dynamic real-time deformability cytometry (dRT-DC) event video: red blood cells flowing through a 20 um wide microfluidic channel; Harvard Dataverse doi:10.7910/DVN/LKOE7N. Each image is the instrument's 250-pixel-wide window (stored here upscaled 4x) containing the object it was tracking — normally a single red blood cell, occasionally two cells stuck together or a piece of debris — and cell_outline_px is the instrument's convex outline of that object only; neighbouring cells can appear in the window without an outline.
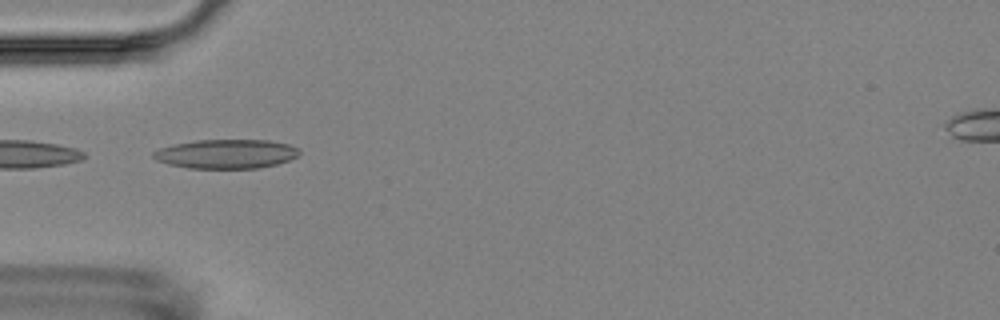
{"species": "Egyptian fruit bat (a non-hibernating species)", "species_latin": "Rousettus aegyptiacus", "temperature_condition": "room temperature", "stored_images_in_passage": 7, "camera_frame_rate_fps": 3000, "um_per_image_px": 0.085, "animal": {"sex": "female"}, "frame": {"image": 1, "passage_image": 3, "time_ms": 3.0, "image_size_px": [1000, 320], "cell_outline_px": [[300, 152], [296, 156], [288, 160], [276, 164], [256, 168], [188, 168], [168, 164], [156, 160], [152, 156], [152, 152], [160, 148], [172, 144], [196, 140], [268, 140], [288, 144], [300, 148]], "centroid_in_image_um": [19.2, 13.07], "position_along_channel_um": 65.8, "area_um2": 24.8}}
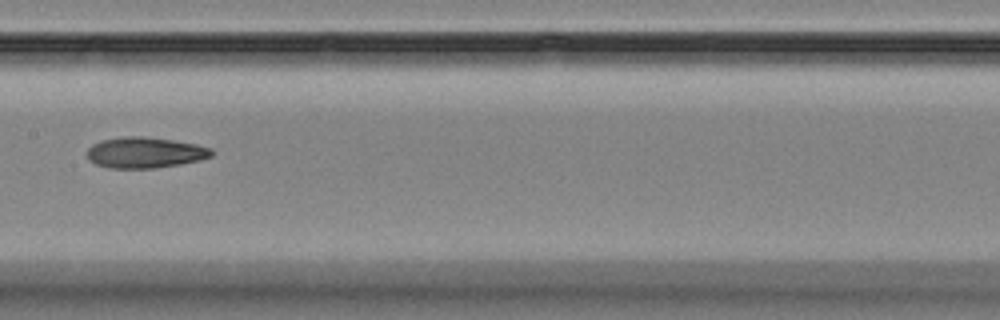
{"frame": {"image": 2, "passage_image": 6, "time_ms": 6.667, "image_size_px": [1000, 320], "cell_outline_px": [[216, 152], [212, 156], [200, 160], [180, 164], [156, 168], [108, 168], [96, 164], [88, 160], [88, 148], [92, 144], [100, 140], [124, 136], [144, 136], [172, 140], [196, 144], [212, 148]], "centroid_in_image_um": [12.34, 12.96], "position_along_channel_um": 195.1, "area_um2": 22.6}}
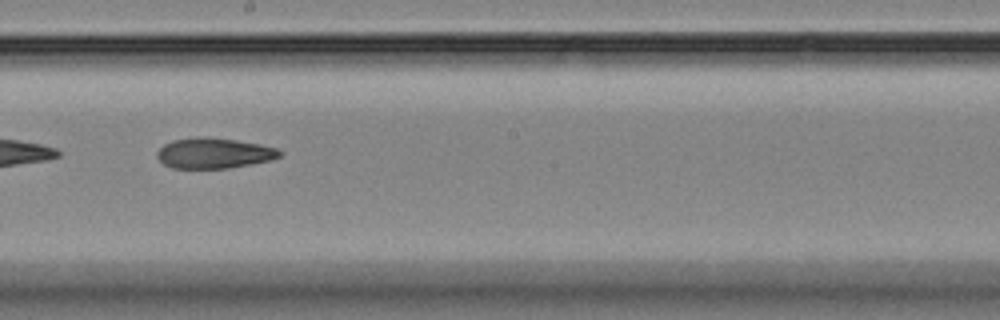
{"frame": {"image": 3, "passage_image": 7, "time_ms": 7.667, "image_size_px": [1000, 320], "cell_outline_px": [[284, 152], [280, 156], [272, 160], [252, 164], [228, 168], [172, 168], [164, 164], [156, 156], [156, 152], [164, 144], [172, 140], [196, 136], [208, 136], [236, 140], [260, 144], [276, 148]], "centroid_in_image_um": [18.19, 13.01], "position_along_channel_um": 230.0, "area_um2": 22.02}}